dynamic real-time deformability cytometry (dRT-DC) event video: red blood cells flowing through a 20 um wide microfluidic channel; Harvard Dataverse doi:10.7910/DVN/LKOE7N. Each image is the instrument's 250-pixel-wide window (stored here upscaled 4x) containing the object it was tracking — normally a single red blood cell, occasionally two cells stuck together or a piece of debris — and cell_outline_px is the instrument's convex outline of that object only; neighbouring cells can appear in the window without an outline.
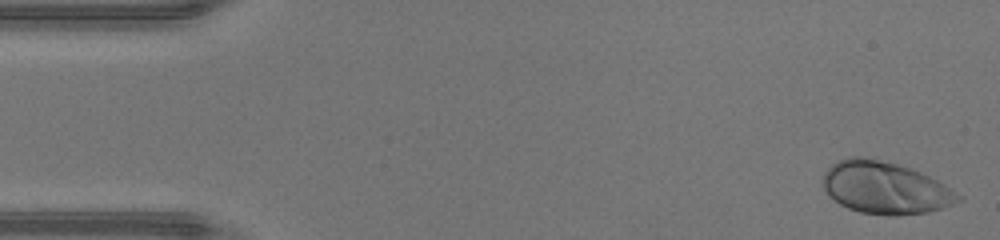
{"species": "human", "species_latin": "Homo sapiens", "temperature_condition": "warm", "stored_images_in_passage": 46, "camera_frame_rate_fps": 3000, "um_per_image_px": 0.085, "donor": {"sex": "male"}, "frame": {"image": 1, "passage_image": 1, "time_ms": 0.0, "image_size_px": [1000, 240], "cell_outline_px": [[964, 196], [960, 200], [952, 204], [928, 212], [896, 216], [860, 212], [848, 208], [840, 204], [828, 196], [824, 188], [824, 172], [836, 160], [848, 156], [864, 156], [896, 164], [920, 172], [944, 184]], "centroid_in_image_um": [75.21, 15.96], "position_along_channel_um": 9.8, "area_um2": 41.04}}
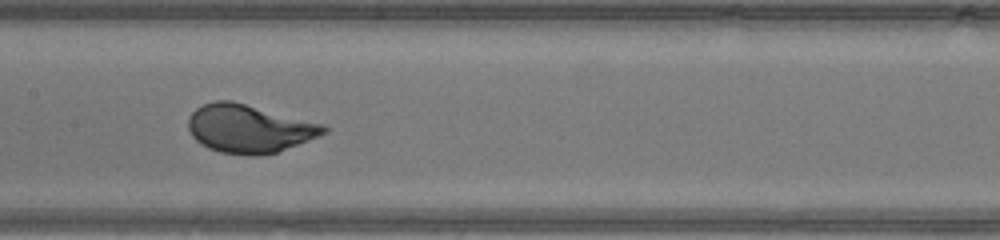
{"frame": {"image": 2, "passage_image": 22, "time_ms": 7.0, "image_size_px": [1000, 240], "cell_outline_px": [[328, 132], [320, 136], [276, 152], [256, 156], [248, 156], [220, 152], [208, 148], [200, 144], [192, 136], [188, 128], [188, 120], [192, 112], [196, 108], [204, 104], [216, 100], [232, 100], [324, 124], [328, 128]], "centroid_in_image_um": [21.17, 10.93], "position_along_channel_um": 186.2, "area_um2": 38.15}}
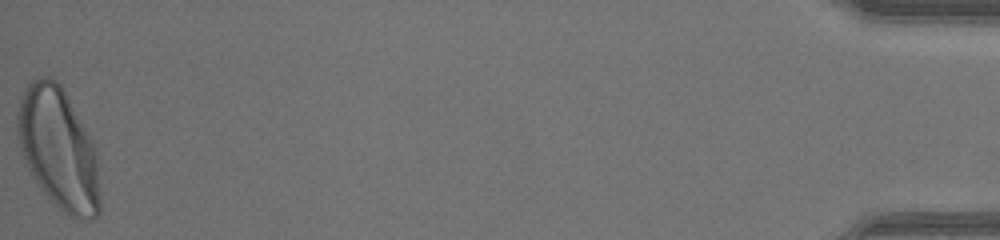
{"frame": {"image": 3, "passage_image": 46, "time_ms": 15.0, "image_size_px": [1000, 240], "cell_outline_px": [[100, 212], [92, 220], [80, 220], [64, 212], [44, 192], [28, 168], [20, 148], [16, 128], [16, 112], [20, 96], [24, 88], [32, 80], [40, 76], [48, 76], [56, 80], [60, 84], [88, 136], [96, 152], [100, 200]], "centroid_in_image_um": [4.94, 12.63], "position_along_channel_um": 430.3, "area_um2": 57.68}, "authors_computed_cell_mechanics": {"area_um2": 38.0035, "velocity_mm_per_s": 4.4113, "shape_relaxation_time_tau1_ms": 1.9352, "shape_relaxation_time_tau2_ms": null, "deformation_change_tau1": 0.1547, "deformation_change_tau2": null}}